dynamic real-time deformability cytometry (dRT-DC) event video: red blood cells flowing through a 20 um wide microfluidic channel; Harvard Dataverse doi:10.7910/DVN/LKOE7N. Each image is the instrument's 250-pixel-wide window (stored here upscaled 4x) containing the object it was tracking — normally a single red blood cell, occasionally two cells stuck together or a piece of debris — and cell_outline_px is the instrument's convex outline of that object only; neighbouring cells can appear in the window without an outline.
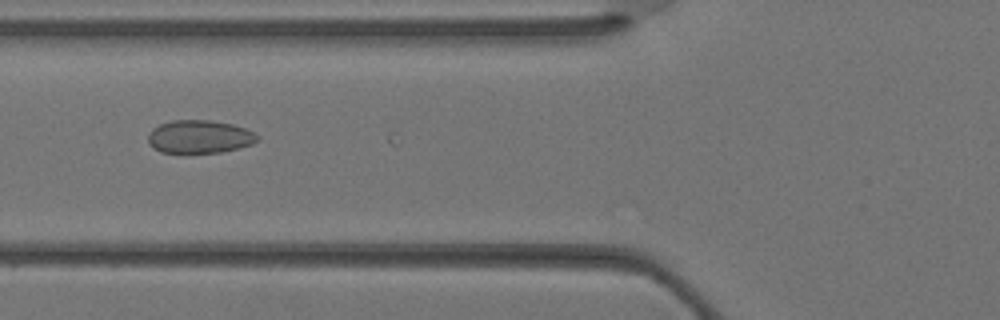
{"species": "Egyptian fruit bat (a non-hibernating species)", "species_latin": "Rousettus aegyptiacus", "temperature_condition": "warm", "stored_images_in_passage": 21, "camera_frame_rate_fps": 3000, "um_per_image_px": 0.085, "animal": {"sex": "female"}, "frame": {"image": 1, "passage_image": 14, "time_ms": 4.333, "image_size_px": [1000, 320], "cell_outline_px": [[260, 136], [252, 144], [240, 148], [220, 152], [160, 152], [152, 148], [148, 144], [148, 132], [152, 128], [160, 124], [172, 120], [208, 120], [232, 124], [244, 128]], "centroid_in_image_um": [16.91, 11.62], "position_along_channel_um": 108.9, "area_um2": 21.04}}